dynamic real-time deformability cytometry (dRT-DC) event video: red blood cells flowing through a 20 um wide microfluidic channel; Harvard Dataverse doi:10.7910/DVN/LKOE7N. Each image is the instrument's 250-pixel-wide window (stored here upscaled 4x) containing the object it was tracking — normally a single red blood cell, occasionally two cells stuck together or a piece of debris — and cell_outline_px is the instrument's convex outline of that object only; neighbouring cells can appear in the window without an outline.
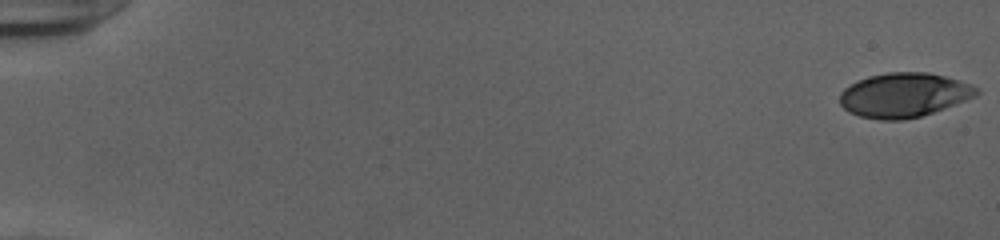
{"species": "human", "species_latin": "Homo sapiens", "temperature_condition": "cold", "stored_images_in_passage": 53, "camera_frame_rate_fps": 3000, "um_per_image_px": 0.085, "donor": {"sex": "female"}, "frame": {"image": 1, "passage_image": 1, "time_ms": 0.0, "image_size_px": [1000, 240], "cell_outline_px": [[980, 92], [976, 96], [944, 108], [920, 116], [904, 120], [880, 120], [860, 116], [848, 112], [840, 104], [840, 92], [844, 88], [868, 76], [888, 72], [928, 72], [944, 76], [972, 84]], "centroid_in_image_um": [76.82, 8.08], "position_along_channel_um": 8.2, "area_um2": 35.2}}
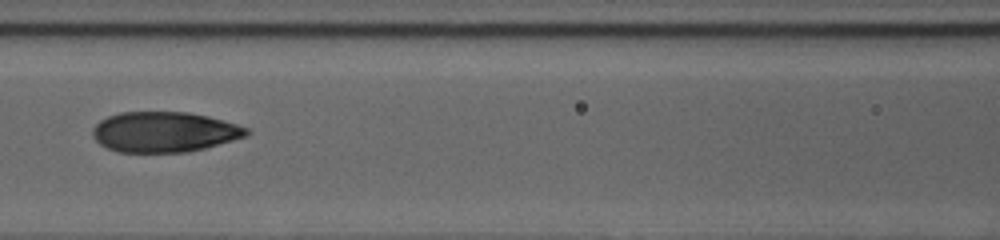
{"frame": {"image": 2, "passage_image": 26, "time_ms": 8.333, "image_size_px": [1000, 240], "cell_outline_px": [[252, 132], [248, 136], [204, 148], [184, 152], [120, 152], [108, 148], [100, 144], [92, 136], [92, 128], [100, 120], [108, 116], [120, 112], [188, 112], [208, 116], [224, 120], [248, 128]], "centroid_in_image_um": [13.97, 11.21], "position_along_channel_um": 152.6, "area_um2": 36.24}}
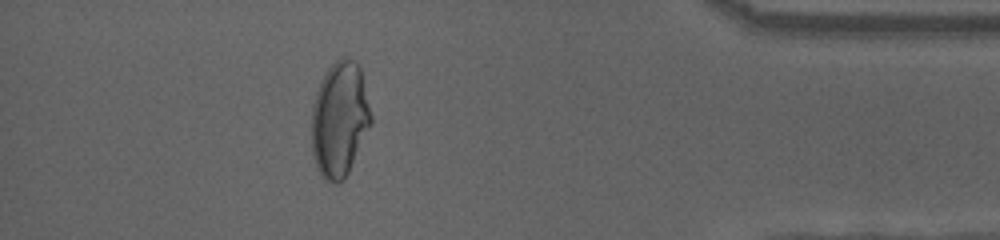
{"frame": {"image": 3, "passage_image": 48, "time_ms": 15.667, "image_size_px": [1000, 240], "cell_outline_px": [[372, 124], [344, 180], [336, 184], [332, 184], [324, 180], [320, 176], [316, 168], [312, 152], [312, 104], [316, 92], [328, 68], [336, 60], [344, 56], [348, 56], [356, 60], [360, 68], [372, 116]], "centroid_in_image_um": [28.86, 10.17], "position_along_channel_um": 406.3, "area_um2": 40.23}, "authors_computed_cell_mechanics": {"area_um2": 36.125, "velocity_mm_per_s": 3.957, "shape_relaxation_time_tau1_ms": null, "shape_relaxation_time_tau2_ms": 0.8808, "deformation_change_tau1": null, "deformation_change_tau2": 0.0613}}